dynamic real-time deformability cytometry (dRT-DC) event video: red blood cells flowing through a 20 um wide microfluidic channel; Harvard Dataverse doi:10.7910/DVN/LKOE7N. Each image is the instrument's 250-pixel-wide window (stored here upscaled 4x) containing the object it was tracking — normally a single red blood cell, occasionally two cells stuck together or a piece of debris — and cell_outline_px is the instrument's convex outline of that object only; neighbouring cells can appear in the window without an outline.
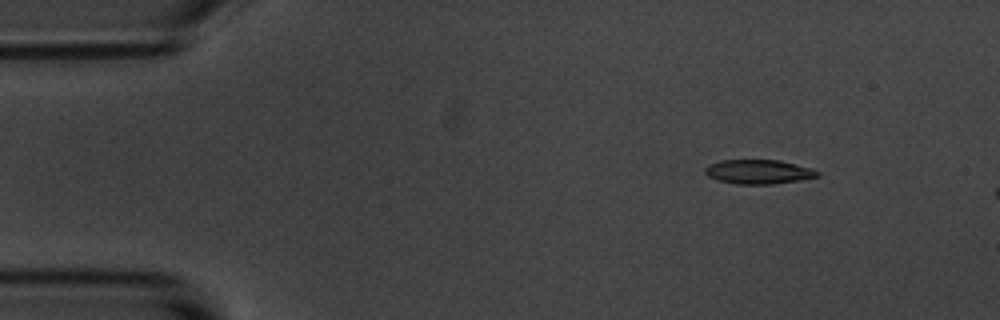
{"species": "common noctule bat (a hibernating species)", "species_latin": "Nyctalus noctula", "temperature_condition": "room temperature", "stored_images_in_passage": 4, "camera_frame_rate_fps": 3000, "um_per_image_px": 0.085, "animal": {"sex": "male", "body_mass_g": 20.1, "forearm_length_mm": 53.5}, "frame": {"image": 1, "passage_image": 2, "time_ms": 1.333, "image_size_px": [1000, 320], "cell_outline_px": [[820, 176], [800, 180], [772, 184], [736, 184], [716, 180], [708, 176], [704, 172], [704, 168], [708, 164], [720, 160], [780, 160], [812, 168], [820, 172]], "centroid_in_image_um": [64.46, 14.6], "position_along_channel_um": 20.5, "area_um2": 16.07}}